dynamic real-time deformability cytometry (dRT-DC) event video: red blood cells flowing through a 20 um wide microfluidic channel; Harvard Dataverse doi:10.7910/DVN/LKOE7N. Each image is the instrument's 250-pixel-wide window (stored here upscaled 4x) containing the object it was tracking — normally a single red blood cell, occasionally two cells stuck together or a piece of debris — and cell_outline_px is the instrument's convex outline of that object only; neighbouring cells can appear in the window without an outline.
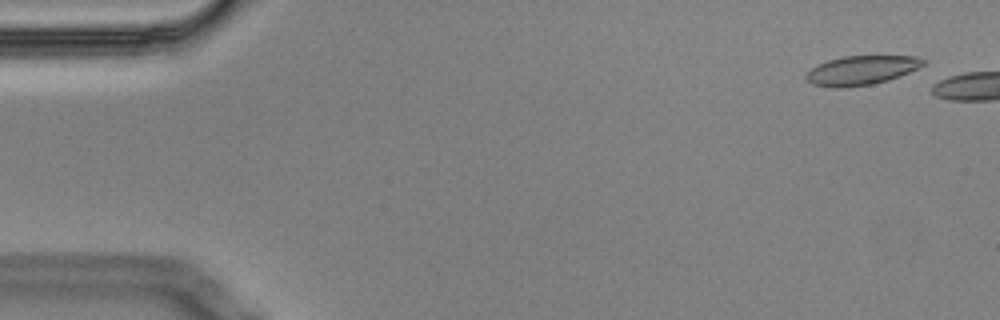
{"species": "Egyptian fruit bat (a non-hibernating species)", "species_latin": "Rousettus aegyptiacus", "temperature_condition": "cold", "stored_images_in_passage": 2, "camera_frame_rate_fps": 3000, "um_per_image_px": 0.085, "animal": {"sex": "male"}, "frame": {"image": 1, "passage_image": 1, "time_ms": 0.0, "image_size_px": [1000, 320], "cell_outline_px": [[924, 64], [920, 68], [900, 76], [888, 80], [872, 84], [840, 88], [832, 88], [812, 84], [804, 76], [812, 68], [828, 60], [844, 56], [920, 56], [924, 60]], "centroid_in_image_um": [73.25, 5.98], "position_along_channel_um": 11.8, "area_um2": 19.88}}